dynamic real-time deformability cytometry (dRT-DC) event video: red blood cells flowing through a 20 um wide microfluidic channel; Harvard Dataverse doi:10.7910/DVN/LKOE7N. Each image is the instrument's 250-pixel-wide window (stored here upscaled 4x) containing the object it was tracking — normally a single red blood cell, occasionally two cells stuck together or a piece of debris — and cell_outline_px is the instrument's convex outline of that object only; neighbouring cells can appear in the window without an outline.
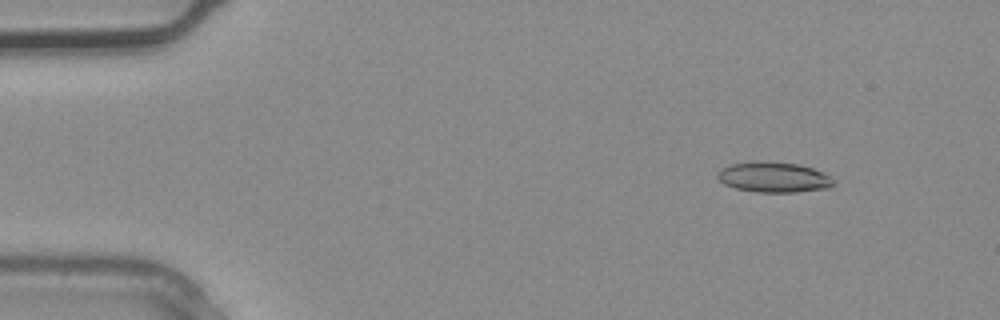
{"species": "common noctule bat (a hibernating species)", "species_latin": "Nyctalus noctula", "temperature_condition": "warm", "stored_images_in_passage": 3, "camera_frame_rate_fps": 3000, "um_per_image_px": 0.085, "animal": {"sex": "male", "body_mass_g": 20.4}, "frame": {"image": 1, "passage_image": 1, "time_ms": 0.0, "image_size_px": [1000, 320], "cell_outline_px": [[836, 184], [828, 188], [796, 192], [756, 192], [736, 188], [724, 184], [716, 176], [716, 172], [720, 168], [728, 164], [756, 160], [764, 160], [800, 164], [812, 168], [828, 176]], "centroid_in_image_um": [65.7, 15.04], "position_along_channel_um": 19.3, "area_um2": 20.81}}
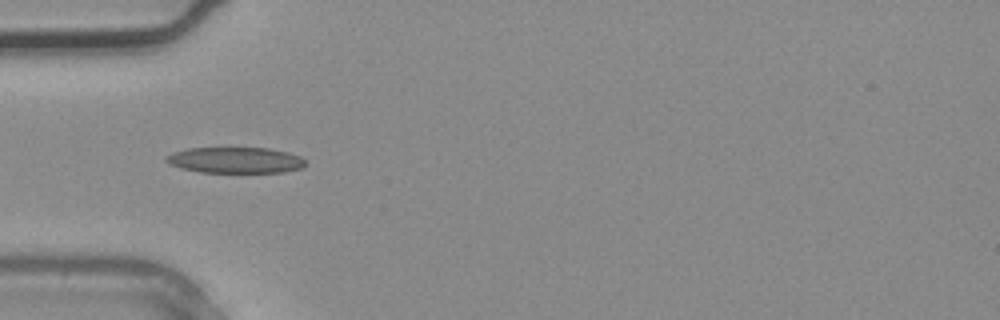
{"frame": {"image": 2, "passage_image": 3, "time_ms": 0.667, "image_size_px": [1000, 320], "cell_outline_px": [[304, 164], [300, 168], [284, 172], [200, 172], [180, 168], [168, 164], [164, 160], [164, 156], [172, 152], [188, 148], [268, 148], [288, 152], [300, 156], [304, 160]], "centroid_in_image_um": [19.93, 13.61], "position_along_channel_um": 65.1, "area_um2": 21.1}}